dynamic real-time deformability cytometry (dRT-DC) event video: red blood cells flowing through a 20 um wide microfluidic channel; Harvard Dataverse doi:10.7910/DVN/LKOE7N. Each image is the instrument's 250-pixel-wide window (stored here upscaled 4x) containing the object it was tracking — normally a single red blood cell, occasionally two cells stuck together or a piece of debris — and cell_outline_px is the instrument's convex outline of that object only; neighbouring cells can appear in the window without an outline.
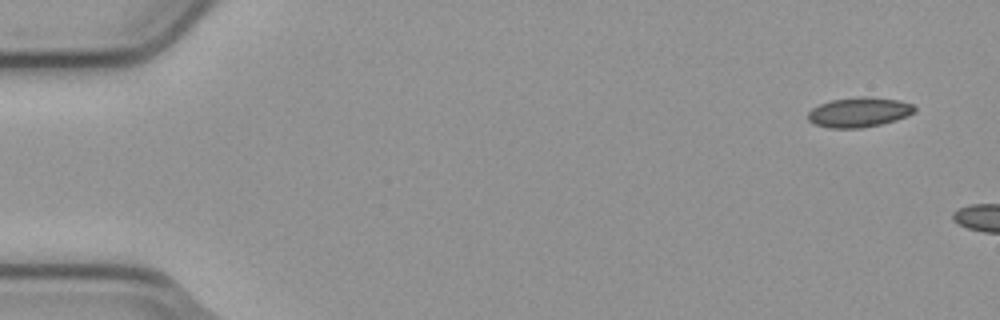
{"species": "common noctule bat (a hibernating species)", "species_latin": "Nyctalus noctula", "temperature_condition": "cold", "stored_images_in_passage": 2, "camera_frame_rate_fps": 3000, "um_per_image_px": 0.085, "animal": {"sex": "male", "body_mass_g": 23.1, "forearm_length_mm": 52.7}, "frame": {"image": 1, "passage_image": 1, "time_ms": 0.0, "image_size_px": [1000, 320], "cell_outline_px": [[916, 112], [896, 120], [880, 124], [860, 128], [828, 128], [816, 124], [808, 120], [808, 112], [812, 108], [820, 104], [832, 100], [860, 96], [896, 100], [912, 104], [916, 108]], "centroid_in_image_um": [73.01, 9.54], "position_along_channel_um": 12.0, "area_um2": 18.32}}